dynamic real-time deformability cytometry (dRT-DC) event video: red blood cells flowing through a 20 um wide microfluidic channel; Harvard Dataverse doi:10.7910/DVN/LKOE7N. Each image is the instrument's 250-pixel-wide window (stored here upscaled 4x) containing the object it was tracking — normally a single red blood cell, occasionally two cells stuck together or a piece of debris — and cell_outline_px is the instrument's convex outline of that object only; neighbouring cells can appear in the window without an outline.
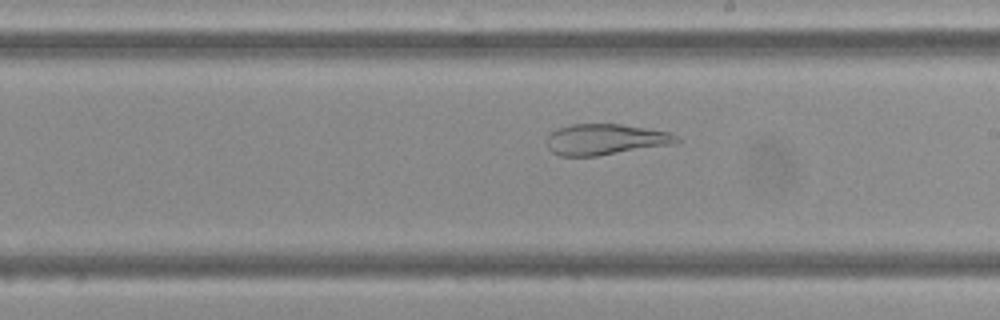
{"species": "Egyptian fruit bat (a non-hibernating species)", "species_latin": "Rousettus aegyptiacus", "temperature_condition": "cold", "stored_images_in_passage": 46, "camera_frame_rate_fps": 3000, "um_per_image_px": 0.085, "frame": {"image": 1, "passage_image": 27, "time_ms": 8.667, "image_size_px": [1000, 320], "cell_outline_px": [[680, 140], [676, 144], [596, 156], [560, 156], [552, 152], [548, 148], [548, 136], [556, 128], [572, 124], [620, 124], [668, 132], [676, 136]], "centroid_in_image_um": [51.45, 11.86], "position_along_channel_um": 237.5, "area_um2": 23.29}}
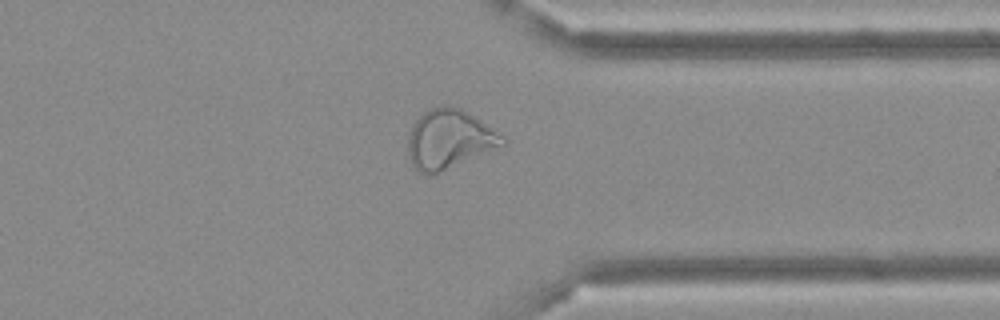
{"frame": {"image": 2, "passage_image": 37, "time_ms": 12.0, "image_size_px": [1000, 320], "cell_outline_px": [[508, 144], [440, 172], [428, 176], [424, 176], [412, 164], [408, 152], [408, 136], [416, 120], [424, 112], [432, 108], [444, 104], [460, 108], [468, 112], [480, 120], [508, 140]], "centroid_in_image_um": [38.2, 11.85], "position_along_channel_um": 373.2, "area_um2": 32.48}}
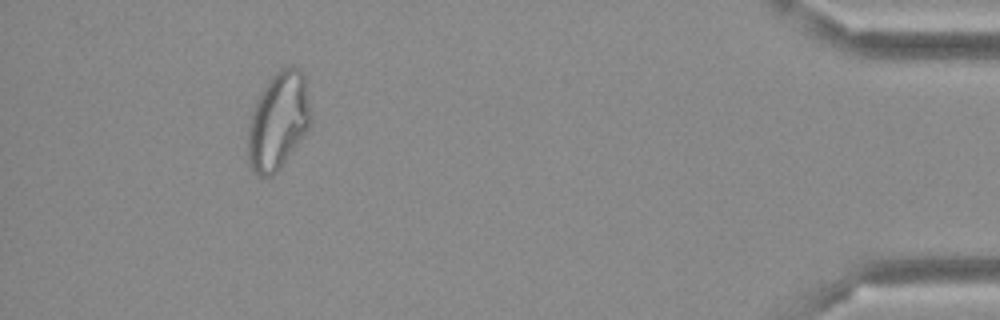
{"frame": {"image": 3, "passage_image": 44, "time_ms": 14.333, "image_size_px": [1000, 320], "cell_outline_px": [[312, 124], [276, 172], [272, 176], [260, 176], [252, 172], [248, 164], [248, 124], [252, 108], [260, 92], [272, 76], [280, 68], [288, 64], [292, 64], [300, 68], [304, 72], [312, 112]], "centroid_in_image_um": [23.66, 10.22], "position_along_channel_um": 411.5, "area_um2": 36.3}}